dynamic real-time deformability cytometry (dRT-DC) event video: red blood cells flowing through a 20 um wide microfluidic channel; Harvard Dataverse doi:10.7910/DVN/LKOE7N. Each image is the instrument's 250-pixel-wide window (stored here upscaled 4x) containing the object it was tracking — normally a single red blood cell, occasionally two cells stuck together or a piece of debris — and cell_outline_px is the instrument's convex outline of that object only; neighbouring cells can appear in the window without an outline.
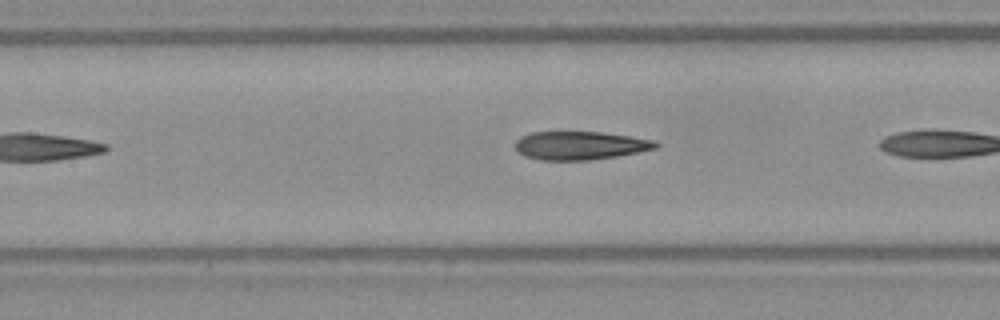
{"species": "Egyptian fruit bat (a non-hibernating species)", "species_latin": "Rousettus aegyptiacus", "temperature_condition": "warm", "stored_images_in_passage": 6, "camera_frame_rate_fps": 3000, "um_per_image_px": 0.085, "frame": {"image": 1, "passage_image": 5, "time_ms": 1.333, "image_size_px": [1000, 320], "cell_outline_px": [[660, 144], [656, 148], [640, 152], [620, 156], [592, 160], [540, 160], [524, 156], [516, 148], [516, 140], [520, 136], [532, 132], [600, 132], [632, 136], [652, 140]], "centroid_in_image_um": [49.33, 12.37], "position_along_channel_um": 158.1, "area_um2": 23.35}}